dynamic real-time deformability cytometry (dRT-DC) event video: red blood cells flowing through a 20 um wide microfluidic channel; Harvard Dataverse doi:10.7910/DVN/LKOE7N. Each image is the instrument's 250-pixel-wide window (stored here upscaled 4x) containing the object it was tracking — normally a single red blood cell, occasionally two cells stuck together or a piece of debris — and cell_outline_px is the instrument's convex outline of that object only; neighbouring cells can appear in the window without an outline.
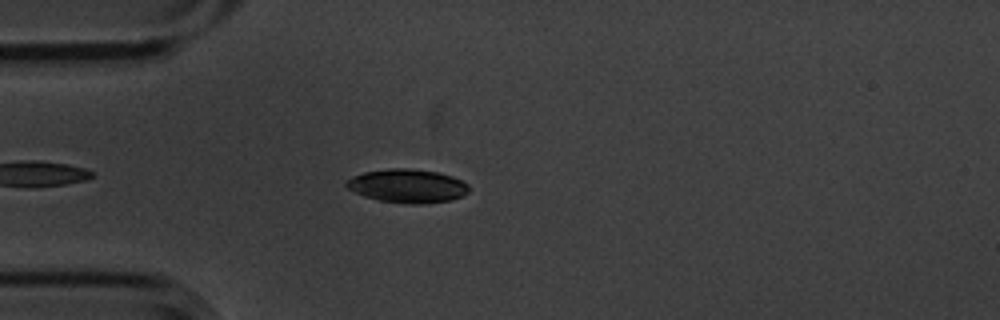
{"species": "common noctule bat (a hibernating species)", "species_latin": "Nyctalus noctula", "temperature_condition": "cold", "stored_images_in_passage": 24, "camera_frame_rate_fps": 3000, "um_per_image_px": 0.085, "animal": {"sex": "male", "body_mass_g": 20.1, "forearm_length_mm": 53.5}, "frame": {"image": 1, "passage_image": 6, "time_ms": 1.667, "image_size_px": [1000, 320], "cell_outline_px": [[468, 192], [464, 196], [452, 200], [424, 204], [408, 204], [380, 200], [364, 196], [348, 188], [344, 184], [344, 180], [352, 176], [364, 172], [388, 168], [408, 168], [436, 172], [452, 176], [468, 184]], "centroid_in_image_um": [34.62, 15.8], "position_along_channel_um": 50.4, "area_um2": 24.1}}
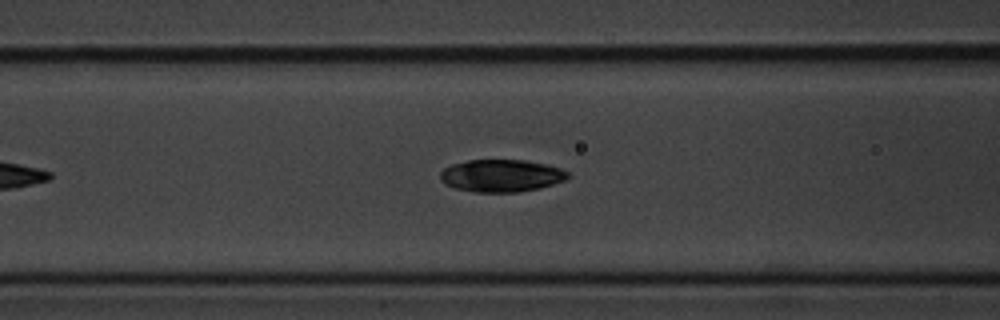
{"frame": {"image": 2, "passage_image": 13, "time_ms": 4.0, "image_size_px": [1000, 320], "cell_outline_px": [[568, 176], [564, 180], [540, 188], [516, 192], [476, 192], [456, 188], [440, 180], [440, 172], [444, 168], [452, 164], [468, 160], [524, 160], [548, 164], [560, 168], [568, 172]], "centroid_in_image_um": [42.61, 14.92], "position_along_channel_um": 124.0, "area_um2": 23.93}}
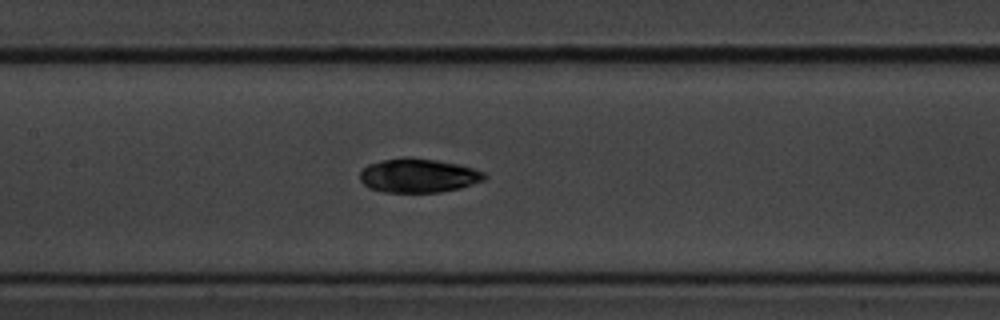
{"frame": {"image": 3, "passage_image": 17, "time_ms": 5.333, "image_size_px": [1000, 320], "cell_outline_px": [[488, 176], [484, 180], [460, 188], [440, 192], [384, 192], [368, 188], [360, 180], [360, 172], [368, 164], [384, 160], [404, 156], [408, 156], [436, 160], [460, 164], [484, 172]], "centroid_in_image_um": [35.56, 14.91], "position_along_channel_um": 171.8, "area_um2": 24.8}}